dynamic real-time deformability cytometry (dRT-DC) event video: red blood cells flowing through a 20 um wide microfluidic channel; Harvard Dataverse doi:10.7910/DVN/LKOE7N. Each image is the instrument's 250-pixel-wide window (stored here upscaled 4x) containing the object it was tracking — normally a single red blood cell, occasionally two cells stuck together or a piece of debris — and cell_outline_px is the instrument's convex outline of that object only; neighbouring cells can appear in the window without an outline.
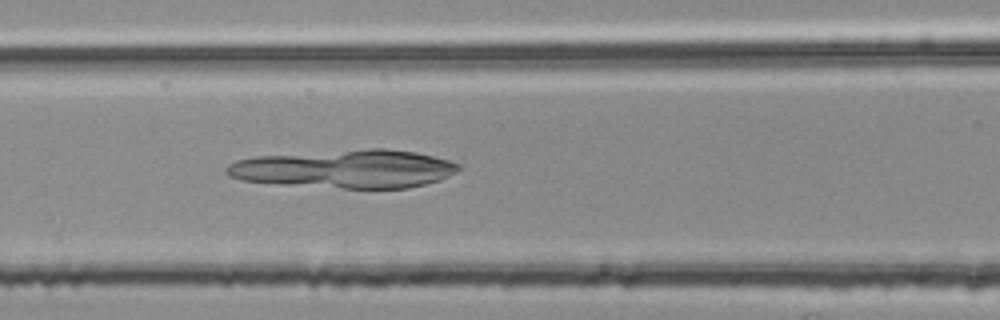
{"species": "common noctule bat (a hibernating species)", "species_latin": "Nyctalus noctula", "temperature_condition": "room temperature", "stored_images_in_passage": 44, "camera_frame_rate_fps": 3000, "um_per_image_px": 0.085, "animal": {"sex": "female", "body_mass_g": 25.1}, "frame": {"image": 1, "passage_image": 13, "time_ms": 4.0, "image_size_px": [1000, 320], "cell_outline_px": [[464, 168], [440, 180], [408, 188], [344, 188], [284, 184], [240, 180], [228, 176], [224, 172], [224, 168], [228, 164], [236, 160], [256, 156], [368, 148], [388, 148], [416, 152], [448, 160], [460, 164]], "centroid_in_image_um": [29.35, 14.34], "position_along_channel_um": 137.3, "area_um2": 51.96}}
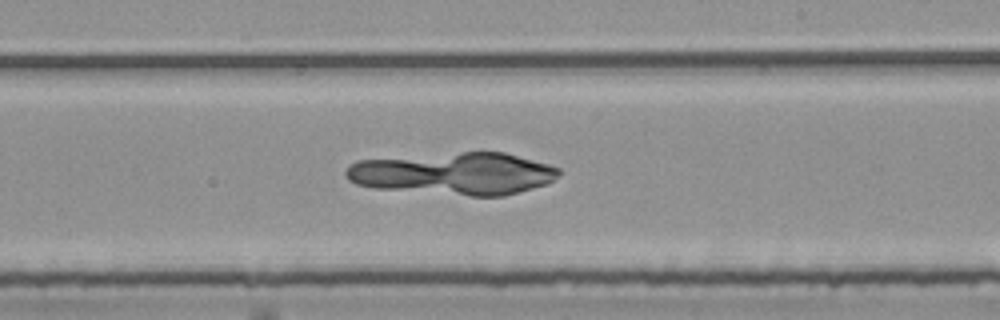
{"frame": {"image": 2, "passage_image": 22, "time_ms": 7.0, "image_size_px": [1000, 320], "cell_outline_px": [[560, 172], [552, 180], [544, 184], [504, 196], [472, 196], [376, 188], [356, 184], [348, 180], [344, 172], [348, 164], [356, 160], [460, 152], [504, 152], [548, 164], [560, 168]], "centroid_in_image_um": [38.53, 14.75], "position_along_channel_um": 250.5, "area_um2": 52.19}}
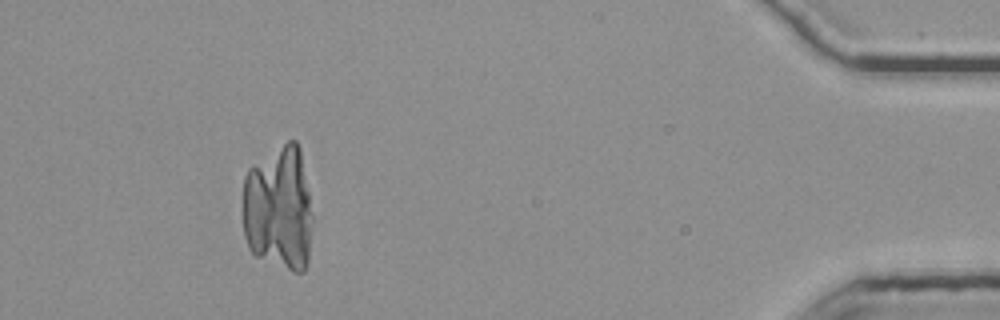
{"frame": {"image": 3, "passage_image": 40, "time_ms": 13.0, "image_size_px": [1000, 320], "cell_outline_px": [[312, 228], [308, 264], [304, 272], [292, 272], [256, 256], [248, 248], [244, 236], [244, 176], [248, 168], [288, 140], [296, 140], [300, 148], [308, 192], [312, 216]], "centroid_in_image_um": [23.7, 17.76], "position_along_channel_um": 411.5, "area_um2": 51.21}}